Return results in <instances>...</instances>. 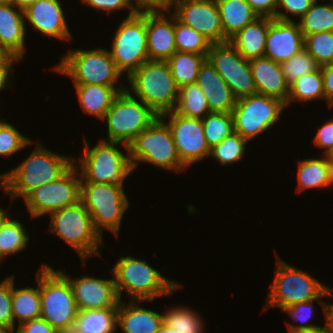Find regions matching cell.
I'll use <instances>...</instances> for the list:
<instances>
[{"instance_id":"11","label":"cell","mask_w":333,"mask_h":333,"mask_svg":"<svg viewBox=\"0 0 333 333\" xmlns=\"http://www.w3.org/2000/svg\"><path fill=\"white\" fill-rule=\"evenodd\" d=\"M81 201L101 237L103 228L118 237L122 217L130 204L123 187L108 183H81Z\"/></svg>"},{"instance_id":"21","label":"cell","mask_w":333,"mask_h":333,"mask_svg":"<svg viewBox=\"0 0 333 333\" xmlns=\"http://www.w3.org/2000/svg\"><path fill=\"white\" fill-rule=\"evenodd\" d=\"M171 14L168 20L165 12L146 13L149 60L167 61L176 52L175 15Z\"/></svg>"},{"instance_id":"45","label":"cell","mask_w":333,"mask_h":333,"mask_svg":"<svg viewBox=\"0 0 333 333\" xmlns=\"http://www.w3.org/2000/svg\"><path fill=\"white\" fill-rule=\"evenodd\" d=\"M315 0H277V9L283 8V11L280 9L276 11V19L279 20H286V21H293L290 18L292 14L301 18L312 6Z\"/></svg>"},{"instance_id":"59","label":"cell","mask_w":333,"mask_h":333,"mask_svg":"<svg viewBox=\"0 0 333 333\" xmlns=\"http://www.w3.org/2000/svg\"><path fill=\"white\" fill-rule=\"evenodd\" d=\"M158 333H179V332L174 331V328H170L163 323Z\"/></svg>"},{"instance_id":"17","label":"cell","mask_w":333,"mask_h":333,"mask_svg":"<svg viewBox=\"0 0 333 333\" xmlns=\"http://www.w3.org/2000/svg\"><path fill=\"white\" fill-rule=\"evenodd\" d=\"M173 7L172 13L180 22L195 29L212 44L229 41L224 36L215 0H175Z\"/></svg>"},{"instance_id":"55","label":"cell","mask_w":333,"mask_h":333,"mask_svg":"<svg viewBox=\"0 0 333 333\" xmlns=\"http://www.w3.org/2000/svg\"><path fill=\"white\" fill-rule=\"evenodd\" d=\"M320 305L323 307V311L325 314V325L326 330L330 333H333V304H329L327 302H322L320 300Z\"/></svg>"},{"instance_id":"39","label":"cell","mask_w":333,"mask_h":333,"mask_svg":"<svg viewBox=\"0 0 333 333\" xmlns=\"http://www.w3.org/2000/svg\"><path fill=\"white\" fill-rule=\"evenodd\" d=\"M202 318L193 309L175 307L163 314V323L179 333H203Z\"/></svg>"},{"instance_id":"42","label":"cell","mask_w":333,"mask_h":333,"mask_svg":"<svg viewBox=\"0 0 333 333\" xmlns=\"http://www.w3.org/2000/svg\"><path fill=\"white\" fill-rule=\"evenodd\" d=\"M281 66L284 79L288 85L320 67L314 57L305 49L292 56L289 60L282 62Z\"/></svg>"},{"instance_id":"22","label":"cell","mask_w":333,"mask_h":333,"mask_svg":"<svg viewBox=\"0 0 333 333\" xmlns=\"http://www.w3.org/2000/svg\"><path fill=\"white\" fill-rule=\"evenodd\" d=\"M25 22L23 9L10 2H0V53L2 55L23 58L26 38Z\"/></svg>"},{"instance_id":"8","label":"cell","mask_w":333,"mask_h":333,"mask_svg":"<svg viewBox=\"0 0 333 333\" xmlns=\"http://www.w3.org/2000/svg\"><path fill=\"white\" fill-rule=\"evenodd\" d=\"M41 318L56 330L71 329L78 308L69 280L46 263L40 268Z\"/></svg>"},{"instance_id":"48","label":"cell","mask_w":333,"mask_h":333,"mask_svg":"<svg viewBox=\"0 0 333 333\" xmlns=\"http://www.w3.org/2000/svg\"><path fill=\"white\" fill-rule=\"evenodd\" d=\"M320 149H324V155L333 154V120L326 122L316 133L313 140Z\"/></svg>"},{"instance_id":"5","label":"cell","mask_w":333,"mask_h":333,"mask_svg":"<svg viewBox=\"0 0 333 333\" xmlns=\"http://www.w3.org/2000/svg\"><path fill=\"white\" fill-rule=\"evenodd\" d=\"M101 139L90 148L84 139V154L79 157L81 183H108L123 187V181L134 170L129 154L116 148L120 142Z\"/></svg>"},{"instance_id":"51","label":"cell","mask_w":333,"mask_h":333,"mask_svg":"<svg viewBox=\"0 0 333 333\" xmlns=\"http://www.w3.org/2000/svg\"><path fill=\"white\" fill-rule=\"evenodd\" d=\"M259 17L276 18L277 0H246Z\"/></svg>"},{"instance_id":"61","label":"cell","mask_w":333,"mask_h":333,"mask_svg":"<svg viewBox=\"0 0 333 333\" xmlns=\"http://www.w3.org/2000/svg\"><path fill=\"white\" fill-rule=\"evenodd\" d=\"M56 333H76L72 329L57 330Z\"/></svg>"},{"instance_id":"32","label":"cell","mask_w":333,"mask_h":333,"mask_svg":"<svg viewBox=\"0 0 333 333\" xmlns=\"http://www.w3.org/2000/svg\"><path fill=\"white\" fill-rule=\"evenodd\" d=\"M206 56L176 51L166 62L178 88L194 84Z\"/></svg>"},{"instance_id":"46","label":"cell","mask_w":333,"mask_h":333,"mask_svg":"<svg viewBox=\"0 0 333 333\" xmlns=\"http://www.w3.org/2000/svg\"><path fill=\"white\" fill-rule=\"evenodd\" d=\"M132 1H134L132 3ZM175 0H131L136 13H170Z\"/></svg>"},{"instance_id":"49","label":"cell","mask_w":333,"mask_h":333,"mask_svg":"<svg viewBox=\"0 0 333 333\" xmlns=\"http://www.w3.org/2000/svg\"><path fill=\"white\" fill-rule=\"evenodd\" d=\"M316 300H312L309 302H301L298 304L290 305L285 308H282L281 310L283 312H287L288 315H291L292 318L296 321H301V323H306L308 322L311 317H312V312L313 310V302Z\"/></svg>"},{"instance_id":"29","label":"cell","mask_w":333,"mask_h":333,"mask_svg":"<svg viewBox=\"0 0 333 333\" xmlns=\"http://www.w3.org/2000/svg\"><path fill=\"white\" fill-rule=\"evenodd\" d=\"M118 308L78 310L71 329L76 333H115Z\"/></svg>"},{"instance_id":"38","label":"cell","mask_w":333,"mask_h":333,"mask_svg":"<svg viewBox=\"0 0 333 333\" xmlns=\"http://www.w3.org/2000/svg\"><path fill=\"white\" fill-rule=\"evenodd\" d=\"M204 136L209 148L220 143L225 137L232 135L234 122L231 113L210 112L202 118Z\"/></svg>"},{"instance_id":"33","label":"cell","mask_w":333,"mask_h":333,"mask_svg":"<svg viewBox=\"0 0 333 333\" xmlns=\"http://www.w3.org/2000/svg\"><path fill=\"white\" fill-rule=\"evenodd\" d=\"M174 112L191 118H204L210 113L207 99L197 83L179 88Z\"/></svg>"},{"instance_id":"23","label":"cell","mask_w":333,"mask_h":333,"mask_svg":"<svg viewBox=\"0 0 333 333\" xmlns=\"http://www.w3.org/2000/svg\"><path fill=\"white\" fill-rule=\"evenodd\" d=\"M196 83L207 99L210 112L232 113L237 98L207 59L199 69Z\"/></svg>"},{"instance_id":"52","label":"cell","mask_w":333,"mask_h":333,"mask_svg":"<svg viewBox=\"0 0 333 333\" xmlns=\"http://www.w3.org/2000/svg\"><path fill=\"white\" fill-rule=\"evenodd\" d=\"M19 59L20 58L13 55L0 56V91L9 86L8 77L12 75L13 63L17 60L19 61Z\"/></svg>"},{"instance_id":"2","label":"cell","mask_w":333,"mask_h":333,"mask_svg":"<svg viewBox=\"0 0 333 333\" xmlns=\"http://www.w3.org/2000/svg\"><path fill=\"white\" fill-rule=\"evenodd\" d=\"M111 270L120 301L124 290L131 301L151 302L154 298L171 295L182 286L162 276L146 261L131 256H121Z\"/></svg>"},{"instance_id":"16","label":"cell","mask_w":333,"mask_h":333,"mask_svg":"<svg viewBox=\"0 0 333 333\" xmlns=\"http://www.w3.org/2000/svg\"><path fill=\"white\" fill-rule=\"evenodd\" d=\"M181 162L186 166L204 160L210 155V148L204 136L202 119L182 116L174 111L164 113Z\"/></svg>"},{"instance_id":"64","label":"cell","mask_w":333,"mask_h":333,"mask_svg":"<svg viewBox=\"0 0 333 333\" xmlns=\"http://www.w3.org/2000/svg\"><path fill=\"white\" fill-rule=\"evenodd\" d=\"M329 65H330L331 67H333V58H332V61L329 63Z\"/></svg>"},{"instance_id":"13","label":"cell","mask_w":333,"mask_h":333,"mask_svg":"<svg viewBox=\"0 0 333 333\" xmlns=\"http://www.w3.org/2000/svg\"><path fill=\"white\" fill-rule=\"evenodd\" d=\"M285 107L283 101L259 93L238 98L231 113L235 133L250 141L273 126Z\"/></svg>"},{"instance_id":"31","label":"cell","mask_w":333,"mask_h":333,"mask_svg":"<svg viewBox=\"0 0 333 333\" xmlns=\"http://www.w3.org/2000/svg\"><path fill=\"white\" fill-rule=\"evenodd\" d=\"M298 189L297 191L326 188L331 185L328 155L320 159H304L298 165Z\"/></svg>"},{"instance_id":"10","label":"cell","mask_w":333,"mask_h":333,"mask_svg":"<svg viewBox=\"0 0 333 333\" xmlns=\"http://www.w3.org/2000/svg\"><path fill=\"white\" fill-rule=\"evenodd\" d=\"M54 67L60 74L70 76L74 84L116 85L123 75L110 52L103 48L69 50Z\"/></svg>"},{"instance_id":"44","label":"cell","mask_w":333,"mask_h":333,"mask_svg":"<svg viewBox=\"0 0 333 333\" xmlns=\"http://www.w3.org/2000/svg\"><path fill=\"white\" fill-rule=\"evenodd\" d=\"M0 327L15 329L12 315V276L0 282Z\"/></svg>"},{"instance_id":"30","label":"cell","mask_w":333,"mask_h":333,"mask_svg":"<svg viewBox=\"0 0 333 333\" xmlns=\"http://www.w3.org/2000/svg\"><path fill=\"white\" fill-rule=\"evenodd\" d=\"M37 288L26 287L15 289L14 276L12 275V315L19 324L41 317L40 297V269L37 271Z\"/></svg>"},{"instance_id":"12","label":"cell","mask_w":333,"mask_h":333,"mask_svg":"<svg viewBox=\"0 0 333 333\" xmlns=\"http://www.w3.org/2000/svg\"><path fill=\"white\" fill-rule=\"evenodd\" d=\"M110 54L116 67L127 77L149 60L146 13L126 17L117 27ZM125 72V73H124Z\"/></svg>"},{"instance_id":"28","label":"cell","mask_w":333,"mask_h":333,"mask_svg":"<svg viewBox=\"0 0 333 333\" xmlns=\"http://www.w3.org/2000/svg\"><path fill=\"white\" fill-rule=\"evenodd\" d=\"M220 12L224 36L229 40L259 16L246 0H215Z\"/></svg>"},{"instance_id":"56","label":"cell","mask_w":333,"mask_h":333,"mask_svg":"<svg viewBox=\"0 0 333 333\" xmlns=\"http://www.w3.org/2000/svg\"><path fill=\"white\" fill-rule=\"evenodd\" d=\"M37 0H13V4H15L18 8L25 9L30 4L36 2Z\"/></svg>"},{"instance_id":"50","label":"cell","mask_w":333,"mask_h":333,"mask_svg":"<svg viewBox=\"0 0 333 333\" xmlns=\"http://www.w3.org/2000/svg\"><path fill=\"white\" fill-rule=\"evenodd\" d=\"M15 333H56L57 330L52 327L45 319L37 318L18 324Z\"/></svg>"},{"instance_id":"40","label":"cell","mask_w":333,"mask_h":333,"mask_svg":"<svg viewBox=\"0 0 333 333\" xmlns=\"http://www.w3.org/2000/svg\"><path fill=\"white\" fill-rule=\"evenodd\" d=\"M247 142L240 134L234 132L210 148L209 156L215 157L222 165H230L242 159Z\"/></svg>"},{"instance_id":"7","label":"cell","mask_w":333,"mask_h":333,"mask_svg":"<svg viewBox=\"0 0 333 333\" xmlns=\"http://www.w3.org/2000/svg\"><path fill=\"white\" fill-rule=\"evenodd\" d=\"M158 117L142 100H136L127 90L121 91L102 118L107 120V141L120 142L129 153L128 144Z\"/></svg>"},{"instance_id":"3","label":"cell","mask_w":333,"mask_h":333,"mask_svg":"<svg viewBox=\"0 0 333 333\" xmlns=\"http://www.w3.org/2000/svg\"><path fill=\"white\" fill-rule=\"evenodd\" d=\"M127 78L130 87L126 90L133 92L159 116L174 110L179 88L166 61L148 60Z\"/></svg>"},{"instance_id":"14","label":"cell","mask_w":333,"mask_h":333,"mask_svg":"<svg viewBox=\"0 0 333 333\" xmlns=\"http://www.w3.org/2000/svg\"><path fill=\"white\" fill-rule=\"evenodd\" d=\"M76 162L74 159V164L60 178L34 188L24 197L26 207L33 218L81 201V176Z\"/></svg>"},{"instance_id":"43","label":"cell","mask_w":333,"mask_h":333,"mask_svg":"<svg viewBox=\"0 0 333 333\" xmlns=\"http://www.w3.org/2000/svg\"><path fill=\"white\" fill-rule=\"evenodd\" d=\"M31 143L28 137L20 133L12 124L3 121L0 124V156H11Z\"/></svg>"},{"instance_id":"47","label":"cell","mask_w":333,"mask_h":333,"mask_svg":"<svg viewBox=\"0 0 333 333\" xmlns=\"http://www.w3.org/2000/svg\"><path fill=\"white\" fill-rule=\"evenodd\" d=\"M83 3L90 6L93 9L106 11L107 14L119 9L130 10L127 17L137 14L132 6L131 0H82Z\"/></svg>"},{"instance_id":"6","label":"cell","mask_w":333,"mask_h":333,"mask_svg":"<svg viewBox=\"0 0 333 333\" xmlns=\"http://www.w3.org/2000/svg\"><path fill=\"white\" fill-rule=\"evenodd\" d=\"M128 152L134 169L139 162L178 172L187 168L179 158L169 126L160 116L128 144Z\"/></svg>"},{"instance_id":"19","label":"cell","mask_w":333,"mask_h":333,"mask_svg":"<svg viewBox=\"0 0 333 333\" xmlns=\"http://www.w3.org/2000/svg\"><path fill=\"white\" fill-rule=\"evenodd\" d=\"M304 49V36L299 23L272 18L269 24L264 56L282 63Z\"/></svg>"},{"instance_id":"34","label":"cell","mask_w":333,"mask_h":333,"mask_svg":"<svg viewBox=\"0 0 333 333\" xmlns=\"http://www.w3.org/2000/svg\"><path fill=\"white\" fill-rule=\"evenodd\" d=\"M317 1L298 22L304 37L319 32H333V0L326 4H318Z\"/></svg>"},{"instance_id":"20","label":"cell","mask_w":333,"mask_h":333,"mask_svg":"<svg viewBox=\"0 0 333 333\" xmlns=\"http://www.w3.org/2000/svg\"><path fill=\"white\" fill-rule=\"evenodd\" d=\"M23 11L24 20H28L32 27L43 35L70 40L72 35L59 0H37Z\"/></svg>"},{"instance_id":"54","label":"cell","mask_w":333,"mask_h":333,"mask_svg":"<svg viewBox=\"0 0 333 333\" xmlns=\"http://www.w3.org/2000/svg\"><path fill=\"white\" fill-rule=\"evenodd\" d=\"M289 333H321V330H326V325L323 327L312 324L292 325L287 323Z\"/></svg>"},{"instance_id":"9","label":"cell","mask_w":333,"mask_h":333,"mask_svg":"<svg viewBox=\"0 0 333 333\" xmlns=\"http://www.w3.org/2000/svg\"><path fill=\"white\" fill-rule=\"evenodd\" d=\"M332 293V289L320 283L307 272L278 259L265 306L267 308L279 306L282 309L301 302L320 300Z\"/></svg>"},{"instance_id":"37","label":"cell","mask_w":333,"mask_h":333,"mask_svg":"<svg viewBox=\"0 0 333 333\" xmlns=\"http://www.w3.org/2000/svg\"><path fill=\"white\" fill-rule=\"evenodd\" d=\"M175 44L176 51L207 57L212 43L192 27L180 22L175 16Z\"/></svg>"},{"instance_id":"15","label":"cell","mask_w":333,"mask_h":333,"mask_svg":"<svg viewBox=\"0 0 333 333\" xmlns=\"http://www.w3.org/2000/svg\"><path fill=\"white\" fill-rule=\"evenodd\" d=\"M206 59L224 79L237 99L257 93L249 60L245 59L229 41L211 44Z\"/></svg>"},{"instance_id":"62","label":"cell","mask_w":333,"mask_h":333,"mask_svg":"<svg viewBox=\"0 0 333 333\" xmlns=\"http://www.w3.org/2000/svg\"><path fill=\"white\" fill-rule=\"evenodd\" d=\"M0 2H10V3H12L13 0H0Z\"/></svg>"},{"instance_id":"53","label":"cell","mask_w":333,"mask_h":333,"mask_svg":"<svg viewBox=\"0 0 333 333\" xmlns=\"http://www.w3.org/2000/svg\"><path fill=\"white\" fill-rule=\"evenodd\" d=\"M323 80L325 100L329 107L333 106V67L328 65L320 66Z\"/></svg>"},{"instance_id":"25","label":"cell","mask_w":333,"mask_h":333,"mask_svg":"<svg viewBox=\"0 0 333 333\" xmlns=\"http://www.w3.org/2000/svg\"><path fill=\"white\" fill-rule=\"evenodd\" d=\"M144 301H131L125 304L120 301L117 312V325L123 333H158L163 325V314L139 307L134 303Z\"/></svg>"},{"instance_id":"18","label":"cell","mask_w":333,"mask_h":333,"mask_svg":"<svg viewBox=\"0 0 333 333\" xmlns=\"http://www.w3.org/2000/svg\"><path fill=\"white\" fill-rule=\"evenodd\" d=\"M70 282L78 310L118 308L120 302L115 279L88 276L73 279L60 271ZM68 275V276H67Z\"/></svg>"},{"instance_id":"57","label":"cell","mask_w":333,"mask_h":333,"mask_svg":"<svg viewBox=\"0 0 333 333\" xmlns=\"http://www.w3.org/2000/svg\"><path fill=\"white\" fill-rule=\"evenodd\" d=\"M8 211H3V208L0 207V228L3 226V224L6 222V220L9 218Z\"/></svg>"},{"instance_id":"58","label":"cell","mask_w":333,"mask_h":333,"mask_svg":"<svg viewBox=\"0 0 333 333\" xmlns=\"http://www.w3.org/2000/svg\"><path fill=\"white\" fill-rule=\"evenodd\" d=\"M328 162H329L330 181L331 185H333V154L328 155Z\"/></svg>"},{"instance_id":"60","label":"cell","mask_w":333,"mask_h":333,"mask_svg":"<svg viewBox=\"0 0 333 333\" xmlns=\"http://www.w3.org/2000/svg\"><path fill=\"white\" fill-rule=\"evenodd\" d=\"M0 333H15V329L0 327Z\"/></svg>"},{"instance_id":"26","label":"cell","mask_w":333,"mask_h":333,"mask_svg":"<svg viewBox=\"0 0 333 333\" xmlns=\"http://www.w3.org/2000/svg\"><path fill=\"white\" fill-rule=\"evenodd\" d=\"M271 22L270 17H259L232 36L229 42L245 59L263 57Z\"/></svg>"},{"instance_id":"24","label":"cell","mask_w":333,"mask_h":333,"mask_svg":"<svg viewBox=\"0 0 333 333\" xmlns=\"http://www.w3.org/2000/svg\"><path fill=\"white\" fill-rule=\"evenodd\" d=\"M257 93L277 98L287 105L289 85L284 79L281 63L265 56L249 60Z\"/></svg>"},{"instance_id":"1","label":"cell","mask_w":333,"mask_h":333,"mask_svg":"<svg viewBox=\"0 0 333 333\" xmlns=\"http://www.w3.org/2000/svg\"><path fill=\"white\" fill-rule=\"evenodd\" d=\"M13 170L0 174V187L12 199H22L34 188L60 178L73 164L68 156L54 154L41 143Z\"/></svg>"},{"instance_id":"63","label":"cell","mask_w":333,"mask_h":333,"mask_svg":"<svg viewBox=\"0 0 333 333\" xmlns=\"http://www.w3.org/2000/svg\"><path fill=\"white\" fill-rule=\"evenodd\" d=\"M321 333H330L327 330H321Z\"/></svg>"},{"instance_id":"35","label":"cell","mask_w":333,"mask_h":333,"mask_svg":"<svg viewBox=\"0 0 333 333\" xmlns=\"http://www.w3.org/2000/svg\"><path fill=\"white\" fill-rule=\"evenodd\" d=\"M316 98L325 100L321 68L301 76L289 85V94L287 105L295 101L307 102L316 100Z\"/></svg>"},{"instance_id":"41","label":"cell","mask_w":333,"mask_h":333,"mask_svg":"<svg viewBox=\"0 0 333 333\" xmlns=\"http://www.w3.org/2000/svg\"><path fill=\"white\" fill-rule=\"evenodd\" d=\"M304 49L319 66L328 65L333 58V32H319L304 37Z\"/></svg>"},{"instance_id":"27","label":"cell","mask_w":333,"mask_h":333,"mask_svg":"<svg viewBox=\"0 0 333 333\" xmlns=\"http://www.w3.org/2000/svg\"><path fill=\"white\" fill-rule=\"evenodd\" d=\"M82 110L102 119L116 96L126 88L116 85L74 84Z\"/></svg>"},{"instance_id":"36","label":"cell","mask_w":333,"mask_h":333,"mask_svg":"<svg viewBox=\"0 0 333 333\" xmlns=\"http://www.w3.org/2000/svg\"><path fill=\"white\" fill-rule=\"evenodd\" d=\"M28 240L29 236L23 224L9 217L0 228V261L7 255L16 254L25 249Z\"/></svg>"},{"instance_id":"4","label":"cell","mask_w":333,"mask_h":333,"mask_svg":"<svg viewBox=\"0 0 333 333\" xmlns=\"http://www.w3.org/2000/svg\"><path fill=\"white\" fill-rule=\"evenodd\" d=\"M49 214L50 230L79 254L83 265L90 256H101L98 247L103 245V237L95 230L91 215L82 201Z\"/></svg>"}]
</instances>
